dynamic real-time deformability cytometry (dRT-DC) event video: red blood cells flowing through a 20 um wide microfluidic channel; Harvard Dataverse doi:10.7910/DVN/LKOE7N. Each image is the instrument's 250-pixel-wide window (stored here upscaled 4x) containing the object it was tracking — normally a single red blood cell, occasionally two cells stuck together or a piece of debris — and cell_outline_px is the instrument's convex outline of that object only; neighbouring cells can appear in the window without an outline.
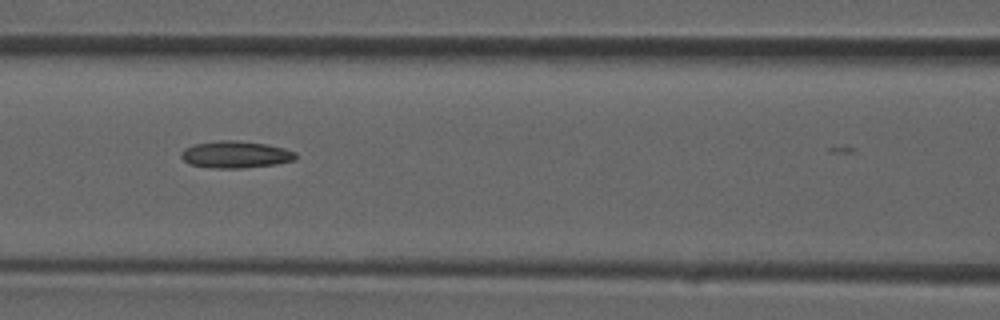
{"species": "common noctule bat (a hibernating species)", "species_latin": "Nyctalus noctula", "temperature_condition": "room temperature", "stored_images_in_passage": 10, "camera_frame_rate_fps": 3000, "um_per_image_px": 0.085, "animal": {"sex": "male", "forearm_length_mm": 52.5}, "frame": {"image": 1, "passage_image": 6, "time_ms": 1.667, "image_size_px": [1000, 320], "cell_outline_px": [[296, 160], [276, 164], [244, 168], [212, 168], [188, 164], [180, 156], [180, 152], [184, 148], [196, 144], [220, 140], [236, 140], [268, 144], [284, 148], [296, 152]], "centroid_in_image_um": [20.03, 13.14], "position_along_channel_um": 146.6, "area_um2": 18.15}}
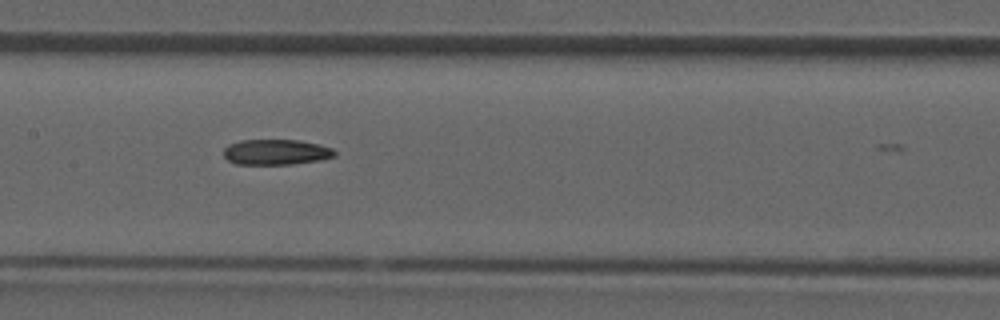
{"frame": {"image": 2, "passage_image": 8, "time_ms": 2.333, "image_size_px": [1000, 320], "cell_outline_px": [[336, 156], [320, 160], [292, 164], [236, 164], [228, 160], [224, 156], [224, 148], [228, 144], [240, 140], [300, 140], [320, 144], [332, 148], [336, 152]], "centroid_in_image_um": [23.48, 12.92], "position_along_channel_um": 183.9, "area_um2": 16.59}}